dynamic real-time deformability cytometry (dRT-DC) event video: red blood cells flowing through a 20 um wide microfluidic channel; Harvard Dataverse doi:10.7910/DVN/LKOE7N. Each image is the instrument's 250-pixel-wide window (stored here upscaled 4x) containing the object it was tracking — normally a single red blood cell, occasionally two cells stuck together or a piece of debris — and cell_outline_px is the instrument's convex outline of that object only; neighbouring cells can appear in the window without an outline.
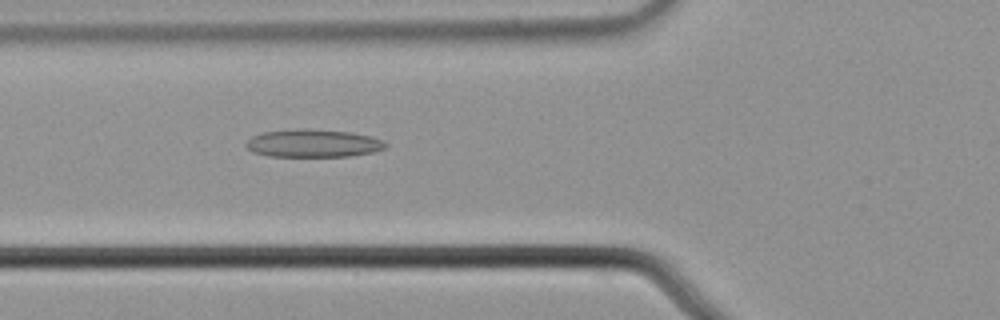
{"species": "common noctule bat (a hibernating species)", "species_latin": "Nyctalus noctula", "temperature_condition": "cold", "stored_images_in_passage": 2, "camera_frame_rate_fps": 3000, "um_per_image_px": 0.085, "animal": {"sex": "male", "body_mass_g": 21.5, "forearm_length_mm": 52.0}, "frame": {"image": 1, "passage_image": 2, "time_ms": 0.333, "image_size_px": [1000, 320], "cell_outline_px": [[388, 144], [384, 148], [372, 152], [348, 156], [268, 156], [252, 152], [244, 144], [252, 136], [260, 132], [300, 128], [304, 128], [352, 132], [372, 136], [384, 140]], "centroid_in_image_um": [26.61, 12.16], "position_along_channel_um": 99.2, "area_um2": 22.83}}